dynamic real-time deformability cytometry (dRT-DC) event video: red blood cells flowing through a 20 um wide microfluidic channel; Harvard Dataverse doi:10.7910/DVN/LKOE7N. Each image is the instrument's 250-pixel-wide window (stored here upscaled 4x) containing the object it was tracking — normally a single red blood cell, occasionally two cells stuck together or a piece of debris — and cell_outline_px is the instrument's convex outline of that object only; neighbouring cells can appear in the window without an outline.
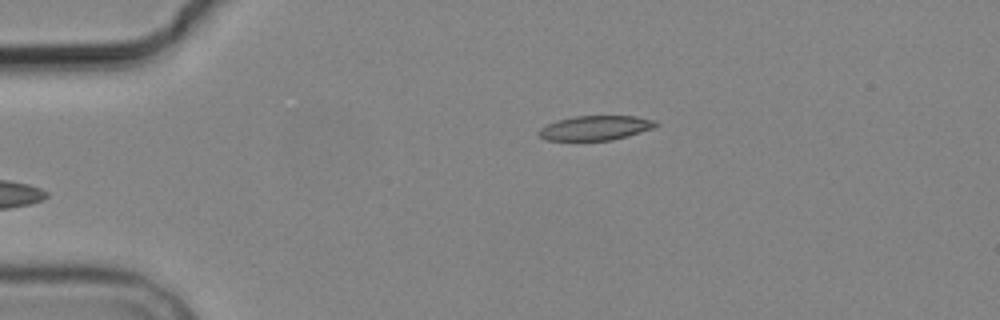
{"species": "common noctule bat (a hibernating species)", "species_latin": "Nyctalus noctula", "temperature_condition": "cold", "stored_images_in_passage": 2, "camera_frame_rate_fps": 3000, "um_per_image_px": 0.085, "animal": {"sex": "male", "body_mass_g": 19.2, "forearm_length_mm": 51.8}, "frame": {"image": 1, "passage_image": 2, "time_ms": 1.333, "image_size_px": [1000, 320], "cell_outline_px": [[660, 124], [652, 128], [628, 136], [612, 140], [544, 140], [540, 136], [540, 128], [556, 120], [572, 116], [636, 116], [656, 120]], "centroid_in_image_um": [50.64, 10.86], "position_along_channel_um": 34.4, "area_um2": 16.7}}